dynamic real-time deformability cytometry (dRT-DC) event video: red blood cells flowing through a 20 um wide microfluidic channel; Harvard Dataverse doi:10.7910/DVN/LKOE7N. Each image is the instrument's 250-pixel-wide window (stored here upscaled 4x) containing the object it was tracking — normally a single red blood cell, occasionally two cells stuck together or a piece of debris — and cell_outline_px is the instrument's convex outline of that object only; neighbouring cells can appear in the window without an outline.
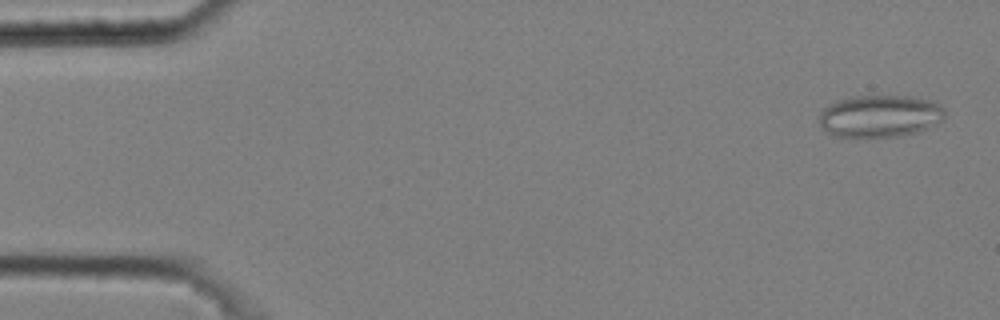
{"species": "common noctule bat (a hibernating species)", "species_latin": "Nyctalus noctula", "temperature_condition": "cold", "stored_images_in_passage": 49, "camera_frame_rate_fps": 3000, "um_per_image_px": 0.085, "animal": {"sex": "male", "body_mass_g": 20.4}, "frame": {"image": 1, "passage_image": 2, "time_ms": 0.333, "image_size_px": [1000, 320], "cell_outline_px": [[944, 120], [928, 128], [916, 132], [900, 136], [836, 136], [824, 132], [820, 128], [820, 112], [828, 104], [836, 100], [852, 96], [912, 96], [932, 100], [940, 104], [944, 108]], "centroid_in_image_um": [74.79, 9.85], "position_along_channel_um": 10.2, "area_um2": 31.15}}
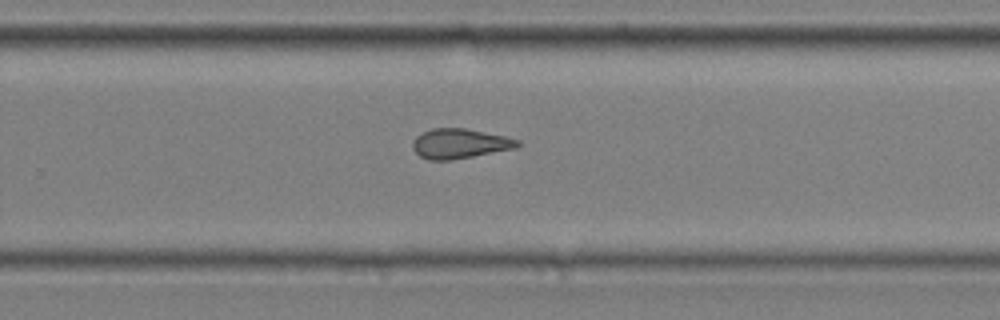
{"frame": {"image": 2, "passage_image": 35, "time_ms": 11.333, "image_size_px": [1000, 320], "cell_outline_px": [[520, 144], [516, 148], [472, 156], [448, 160], [428, 160], [420, 156], [412, 148], [412, 140], [416, 136], [432, 128], [464, 128], [504, 136], [520, 140]], "centroid_in_image_um": [39.05, 12.2], "position_along_channel_um": 290.8, "area_um2": 18.03}}
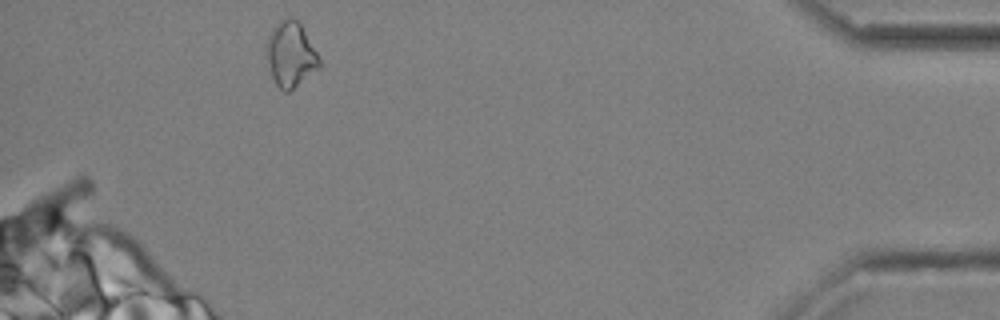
{"frame": {"image": 3, "passage_image": 49, "time_ms": 16.0, "image_size_px": [1000, 320], "cell_outline_px": [[320, 68], [288, 92], [284, 92], [276, 84], [272, 76], [264, 52], [264, 48], [268, 36], [276, 24], [280, 20], [296, 20], [300, 24], [316, 52], [320, 60]], "centroid_in_image_um": [24.67, 4.67], "position_along_channel_um": 410.5, "area_um2": 19.71}, "authors_computed_cell_mechanics": {"area_um2": 18.5538, "velocity_mm_per_s": 3.6521, "shape_relaxation_time_tau1_ms": null, "shape_relaxation_time_tau2_ms": 3.7614, "deformation_change_tau1": null, "deformation_change_tau2": 0.1326}}